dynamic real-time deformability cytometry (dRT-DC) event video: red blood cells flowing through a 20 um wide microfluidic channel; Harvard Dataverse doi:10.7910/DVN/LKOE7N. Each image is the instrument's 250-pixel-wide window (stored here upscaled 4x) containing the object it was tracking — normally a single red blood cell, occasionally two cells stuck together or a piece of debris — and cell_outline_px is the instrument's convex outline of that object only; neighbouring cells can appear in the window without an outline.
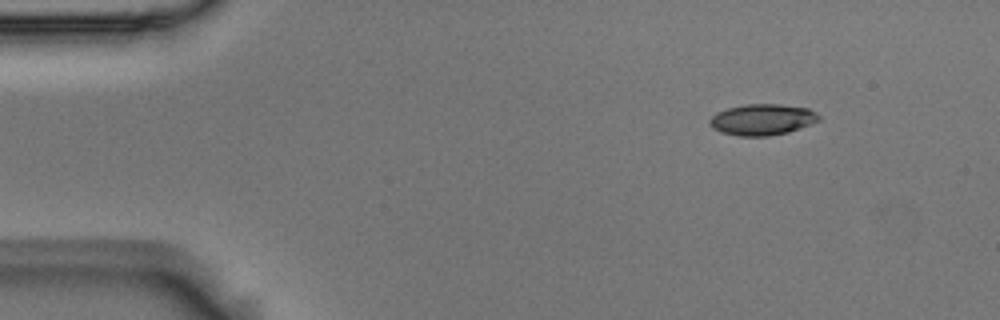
{"species": "Egyptian fruit bat (a non-hibernating species)", "species_latin": "Rousettus aegyptiacus", "temperature_condition": "room temperature", "stored_images_in_passage": 48, "camera_frame_rate_fps": 3000, "um_per_image_px": 0.085, "animal": {"sex": "male"}, "frame": {"image": 1, "passage_image": 1, "time_ms": 0.0, "image_size_px": [1000, 320], "cell_outline_px": [[820, 120], [788, 132], [768, 136], [740, 136], [720, 132], [712, 128], [708, 124], [708, 120], [716, 112], [728, 108], [744, 104], [780, 104], [808, 108], [816, 112], [820, 116]], "centroid_in_image_um": [64.76, 10.16], "position_along_channel_um": 20.2, "area_um2": 19.88}}
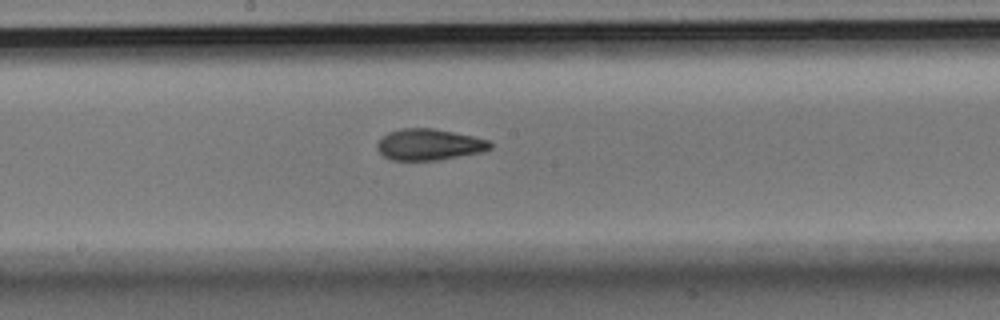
{"frame": {"image": 2, "passage_image": 23, "time_ms": 7.333, "image_size_px": [1000, 320], "cell_outline_px": [[492, 148], [484, 152], [436, 160], [392, 160], [384, 156], [376, 148], [376, 144], [388, 132], [400, 128], [432, 128], [472, 136], [488, 140], [492, 144]], "centroid_in_image_um": [36.48, 12.29], "position_along_channel_um": 211.7, "area_um2": 20.52}}
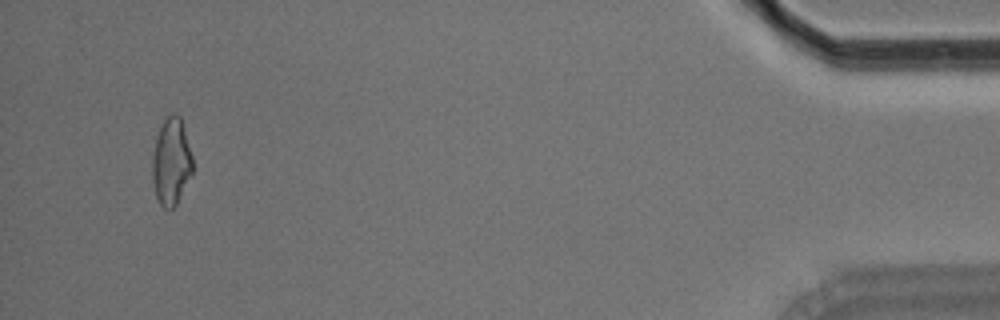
{"frame": {"image": 3, "passage_image": 46, "time_ms": 15.0, "image_size_px": [1000, 320], "cell_outline_px": [[192, 172], [176, 204], [172, 208], [164, 208], [160, 204], [156, 196], [152, 180], [152, 156], [156, 136], [164, 120], [172, 112], [176, 112], [180, 116], [192, 156]], "centroid_in_image_um": [14.53, 13.72], "position_along_channel_um": 420.7, "area_um2": 20.23}, "authors_computed_cell_mechanics": {"area_um2": 20.3456, "velocity_mm_per_s": 3.7283, "shape_relaxation_time_tau1_ms": 4.4771, "shape_relaxation_time_tau2_ms": 1.8968, "deformation_change_tau1": 0.1675, "deformation_change_tau2": 0.0912}}